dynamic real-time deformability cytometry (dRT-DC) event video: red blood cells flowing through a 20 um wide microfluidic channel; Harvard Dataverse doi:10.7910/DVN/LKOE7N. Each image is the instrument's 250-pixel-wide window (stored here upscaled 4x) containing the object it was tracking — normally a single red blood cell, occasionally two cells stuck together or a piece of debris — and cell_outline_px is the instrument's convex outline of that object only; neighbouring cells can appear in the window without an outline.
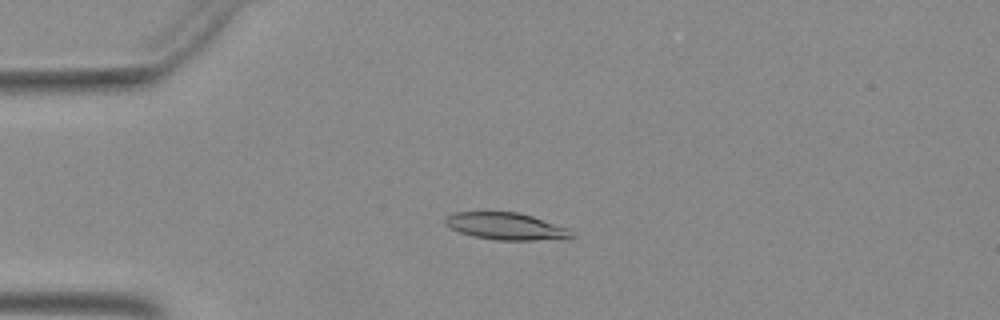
{"species": "Egyptian fruit bat (a non-hibernating species)", "species_latin": "Rousettus aegyptiacus", "temperature_condition": "warm", "stored_images_in_passage": 48, "camera_frame_rate_fps": 3000, "um_per_image_px": 0.085, "animal": {"sex": "female"}, "frame": {"image": 1, "passage_image": 10, "time_ms": 3.0, "image_size_px": [1000, 320], "cell_outline_px": [[576, 236], [572, 240], [496, 240], [472, 236], [460, 232], [444, 224], [444, 220], [448, 216], [456, 212], [520, 212], [572, 228]], "centroid_in_image_um": [43.18, 19.25], "position_along_channel_um": 41.8, "area_um2": 20.52}}
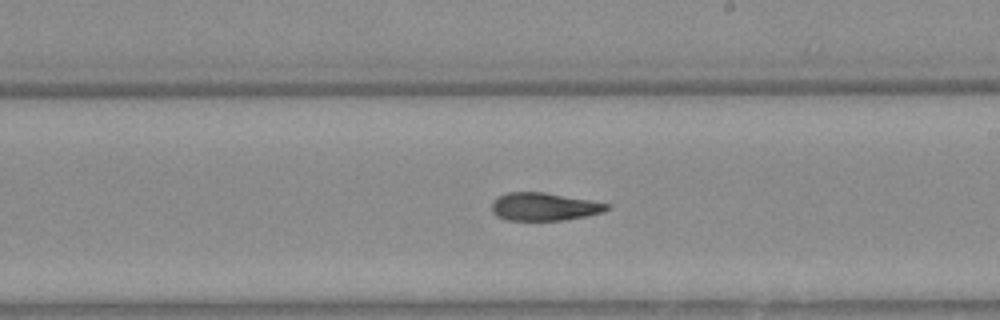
{"frame": {"image": 2, "passage_image": 27, "time_ms": 8.667, "image_size_px": [1000, 320], "cell_outline_px": [[608, 208], [604, 212], [564, 220], [508, 220], [496, 216], [492, 212], [492, 200], [496, 196], [508, 192], [544, 192], [588, 200], [608, 204]], "centroid_in_image_um": [46.17, 17.56], "position_along_channel_um": 242.8, "area_um2": 18.61}}
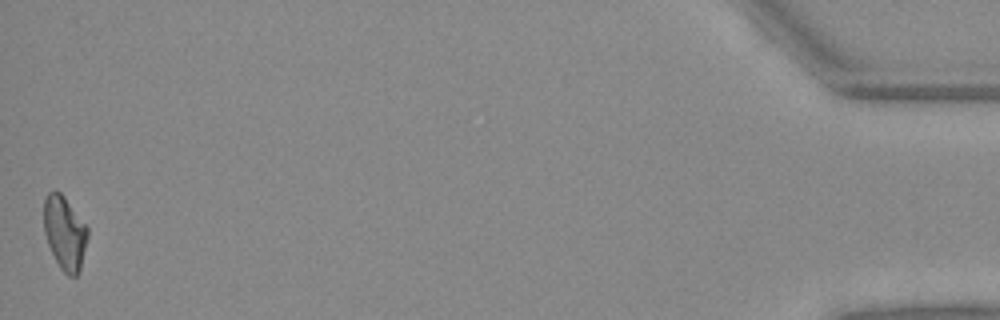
{"frame": {"image": 3, "passage_image": 48, "time_ms": 15.667, "image_size_px": [1000, 320], "cell_outline_px": [[88, 236], [80, 272], [76, 276], [68, 276], [60, 268], [48, 244], [44, 232], [44, 196], [52, 188], [56, 188], [64, 196], [88, 228]], "centroid_in_image_um": [5.49, 19.76], "position_along_channel_um": 429.7, "area_um2": 18.96}}